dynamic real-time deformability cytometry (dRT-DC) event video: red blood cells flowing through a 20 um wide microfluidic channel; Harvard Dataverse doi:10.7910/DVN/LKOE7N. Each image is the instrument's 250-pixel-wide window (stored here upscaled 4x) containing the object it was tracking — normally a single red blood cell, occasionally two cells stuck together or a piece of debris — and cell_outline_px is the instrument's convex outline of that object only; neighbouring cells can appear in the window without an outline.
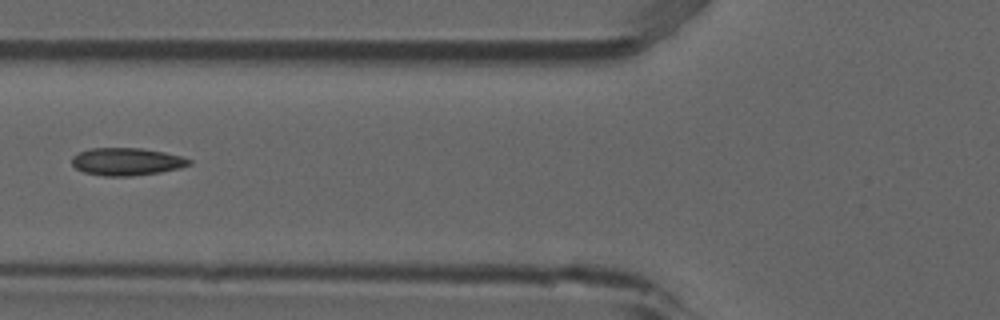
{"species": "common noctule bat (a hibernating species)", "species_latin": "Nyctalus noctula", "temperature_condition": "room temperature", "stored_images_in_passage": 6, "camera_frame_rate_fps": 3000, "um_per_image_px": 0.085, "animal": {"sex": "male", "forearm_length_mm": 52.5}, "frame": {"image": 1, "passage_image": 6, "time_ms": 1.667, "image_size_px": [1000, 320], "cell_outline_px": [[192, 164], [180, 168], [160, 172], [132, 176], [104, 176], [84, 172], [76, 168], [72, 164], [72, 156], [80, 152], [92, 148], [140, 148], [164, 152], [180, 156], [192, 160]], "centroid_in_image_um": [10.78, 13.74], "position_along_channel_um": 115.0, "area_um2": 18.79}}